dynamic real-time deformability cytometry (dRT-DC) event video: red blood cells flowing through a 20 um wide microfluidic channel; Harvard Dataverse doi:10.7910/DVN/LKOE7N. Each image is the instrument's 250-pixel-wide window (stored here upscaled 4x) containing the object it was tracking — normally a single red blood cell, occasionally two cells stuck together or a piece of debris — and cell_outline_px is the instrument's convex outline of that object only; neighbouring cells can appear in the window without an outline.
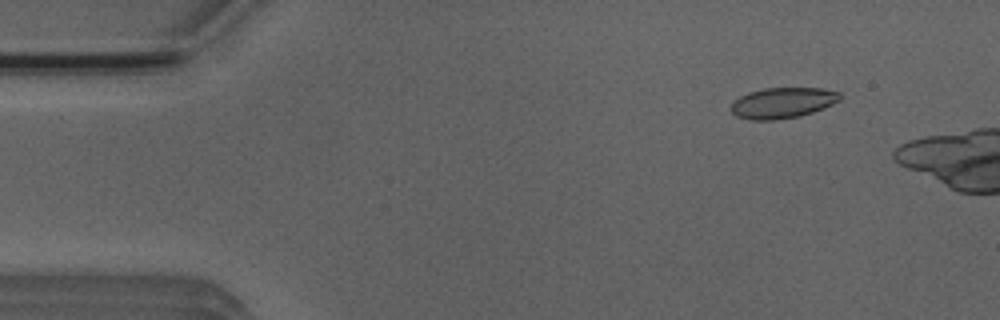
{"species": "Egyptian fruit bat (a non-hibernating species)", "species_latin": "Rousettus aegyptiacus", "temperature_condition": "room temperature", "stored_images_in_passage": 8, "camera_frame_rate_fps": 3000, "um_per_image_px": 0.085, "animal": {"sex": "male"}, "frame": {"image": 1, "passage_image": 2, "time_ms": 1.333, "image_size_px": [1000, 320], "cell_outline_px": [[840, 100], [832, 104], [812, 112], [800, 116], [772, 120], [752, 120], [736, 116], [728, 108], [740, 96], [748, 92], [764, 88], [824, 88], [840, 92]], "centroid_in_image_um": [66.5, 8.74], "position_along_channel_um": 18.5, "area_um2": 19.48}}
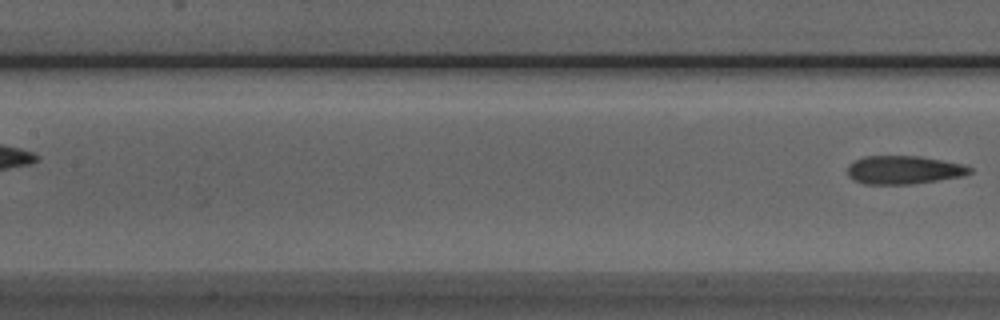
{"frame": {"image": 2, "passage_image": 8, "time_ms": 8.333, "image_size_px": [1000, 320], "cell_outline_px": [[972, 172], [964, 176], [912, 184], [864, 184], [848, 176], [848, 164], [864, 156], [920, 156], [964, 164], [972, 168]], "centroid_in_image_um": [76.85, 14.44], "position_along_channel_um": 130.6, "area_um2": 20.23}}